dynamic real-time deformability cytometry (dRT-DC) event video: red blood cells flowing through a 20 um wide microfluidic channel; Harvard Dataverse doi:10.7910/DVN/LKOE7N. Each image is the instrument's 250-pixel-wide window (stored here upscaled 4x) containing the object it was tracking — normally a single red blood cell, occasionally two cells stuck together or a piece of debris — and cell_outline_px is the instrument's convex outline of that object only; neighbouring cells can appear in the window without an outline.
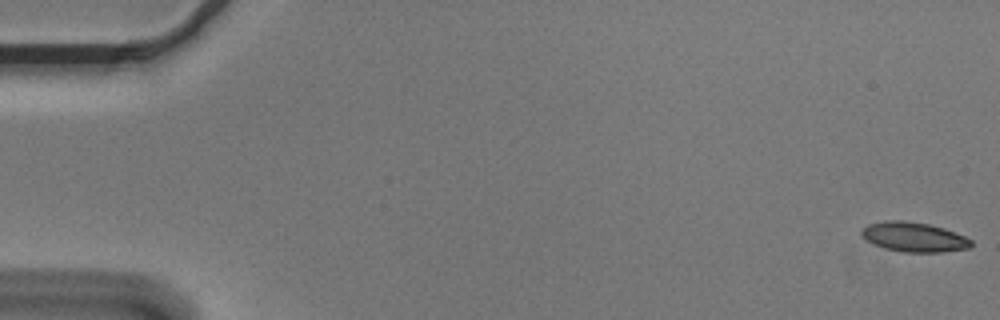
{"species": "Egyptian fruit bat (a non-hibernating species)", "species_latin": "Rousettus aegyptiacus", "temperature_condition": "cold", "stored_images_in_passage": 55, "camera_frame_rate_fps": 3000, "um_per_image_px": 0.085, "animal": {"sex": "male"}, "frame": {"image": 1, "passage_image": 1, "time_ms": 0.0, "image_size_px": [1000, 320], "cell_outline_px": [[972, 244], [968, 248], [944, 252], [900, 252], [884, 248], [868, 240], [860, 232], [868, 224], [884, 220], [904, 220], [928, 224], [944, 228], [956, 232], [972, 240]], "centroid_in_image_um": [77.71, 20.14], "position_along_channel_um": 7.3, "area_um2": 18.84}}
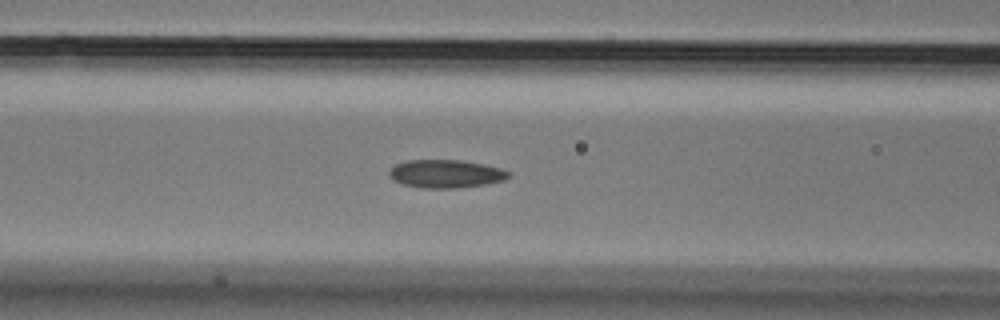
{"frame": {"image": 2, "passage_image": 23, "time_ms": 7.333, "image_size_px": [1000, 320], "cell_outline_px": [[508, 176], [504, 180], [484, 184], [456, 188], [420, 188], [400, 184], [392, 180], [388, 176], [388, 172], [396, 164], [408, 160], [460, 160], [484, 164], [500, 168], [508, 172]], "centroid_in_image_um": [37.82, 14.78], "position_along_channel_um": 128.8, "area_um2": 19.54}}
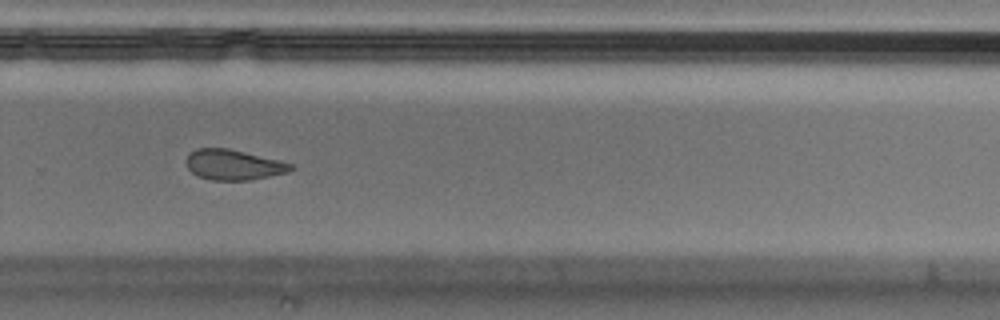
{"frame": {"image": 3, "passage_image": 38, "time_ms": 12.333, "image_size_px": [1000, 320], "cell_outline_px": [[296, 168], [288, 172], [252, 180], [212, 180], [196, 176], [188, 168], [184, 160], [188, 152], [196, 148], [228, 148], [280, 160], [292, 164]], "centroid_in_image_um": [19.82, 14.0], "position_along_channel_um": 310.0, "area_um2": 18.79}, "authors_computed_cell_mechanics": {"area_um2": 19.5364, "velocity_mm_per_s": 3.634, "shape_relaxation_time_tau1_ms": null, "shape_relaxation_time_tau2_ms": 2.799, "deformation_change_tau1": null, "deformation_change_tau2": 0.0802}}